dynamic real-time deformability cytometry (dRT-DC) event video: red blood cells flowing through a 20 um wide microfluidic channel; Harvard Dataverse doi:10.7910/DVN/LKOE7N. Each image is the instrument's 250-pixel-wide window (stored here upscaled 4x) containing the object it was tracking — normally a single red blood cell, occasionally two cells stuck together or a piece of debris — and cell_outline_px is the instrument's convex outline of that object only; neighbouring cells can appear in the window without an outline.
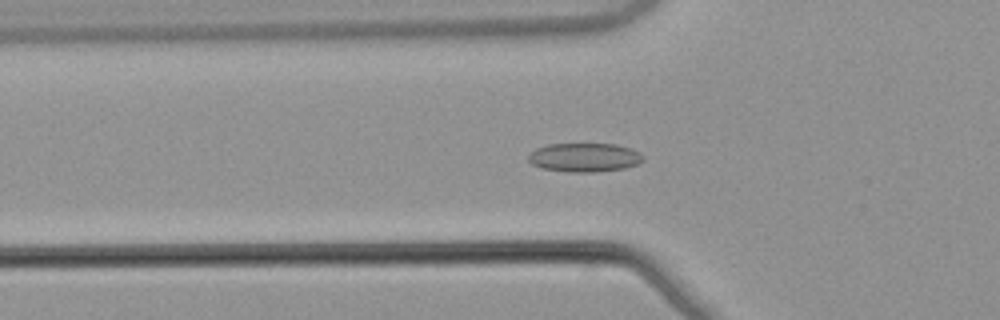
{"species": "common noctule bat (a hibernating species)", "species_latin": "Nyctalus noctula", "temperature_condition": "warm", "stored_images_in_passage": 53, "camera_frame_rate_fps": 3000, "um_per_image_px": 0.085, "animal": {"sex": "male", "body_mass_g": 21.5, "forearm_length_mm": 52.0}, "frame": {"image": 1, "passage_image": 18, "time_ms": 5.667, "image_size_px": [1000, 320], "cell_outline_px": [[644, 160], [640, 164], [624, 168], [596, 172], [568, 172], [540, 168], [532, 164], [528, 160], [528, 156], [536, 148], [548, 144], [616, 144], [640, 152], [644, 156]], "centroid_in_image_um": [49.69, 13.39], "position_along_channel_um": 76.1, "area_um2": 19.42}}
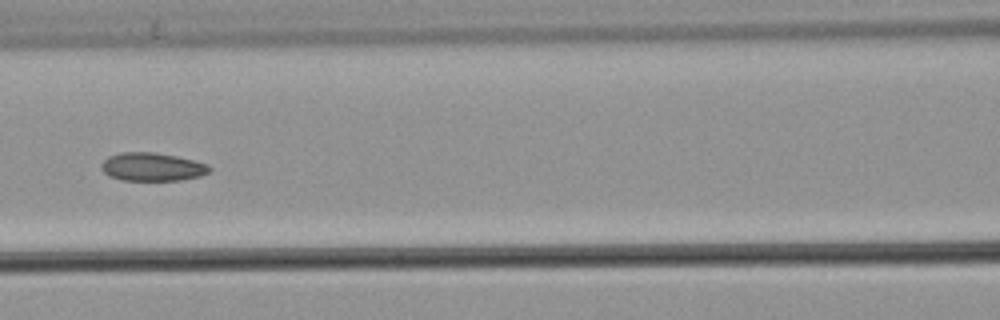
{"frame": {"image": 2, "passage_image": 24, "time_ms": 7.667, "image_size_px": [1000, 320], "cell_outline_px": [[212, 172], [200, 176], [180, 180], [124, 180], [108, 176], [100, 168], [100, 164], [108, 156], [120, 152], [152, 152], [176, 156], [208, 164], [212, 168]], "centroid_in_image_um": [12.93, 14.18], "position_along_channel_um": 153.7, "area_um2": 17.92}}
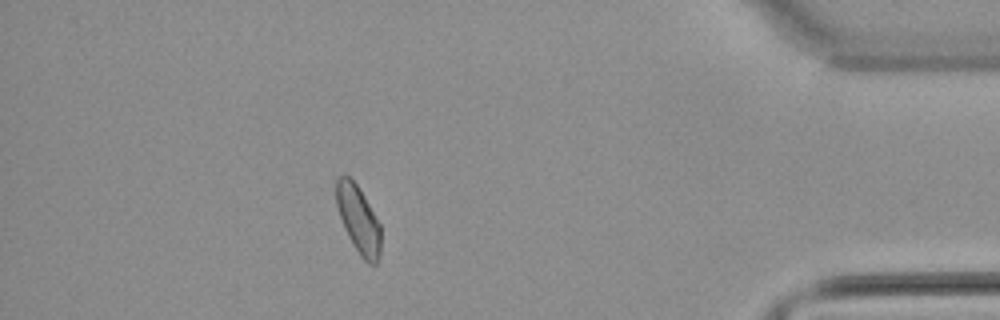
{"frame": {"image": 3, "passage_image": 47, "time_ms": 15.333, "image_size_px": [1000, 320], "cell_outline_px": [[380, 256], [376, 264], [368, 264], [360, 256], [352, 244], [344, 228], [336, 204], [336, 180], [340, 176], [348, 176], [356, 184], [364, 196], [380, 224]], "centroid_in_image_um": [30.46, 18.69], "position_along_channel_um": 404.7, "area_um2": 17.4}, "authors_computed_cell_mechanics": {"area_um2": 18.0914, "velocity_mm_per_s": 3.8605, "shape_relaxation_time_tau1_ms": null, "shape_relaxation_time_tau2_ms": 3.5032, "deformation_change_tau1": null, "deformation_change_tau2": 0.0795}}